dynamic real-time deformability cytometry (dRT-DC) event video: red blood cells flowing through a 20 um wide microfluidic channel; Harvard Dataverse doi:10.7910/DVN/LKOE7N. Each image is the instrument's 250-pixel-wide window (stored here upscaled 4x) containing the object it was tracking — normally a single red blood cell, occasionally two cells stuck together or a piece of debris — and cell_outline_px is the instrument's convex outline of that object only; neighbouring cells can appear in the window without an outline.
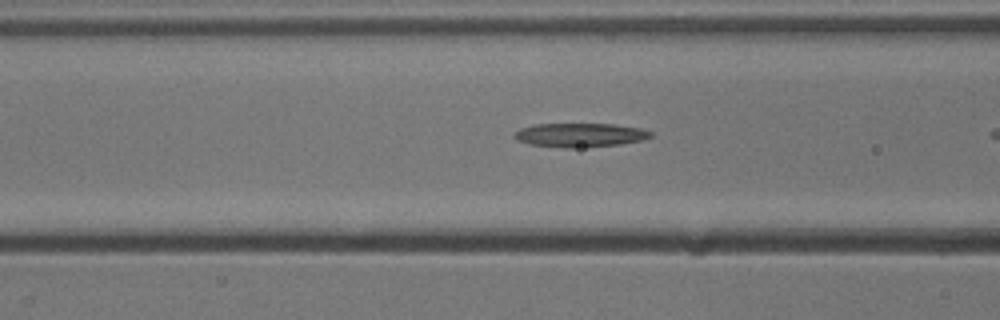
{"species": "common noctule bat (a hibernating species)", "species_latin": "Nyctalus noctula", "temperature_condition": "cold", "stored_images_in_passage": 27, "camera_frame_rate_fps": 3000, "um_per_image_px": 0.085, "animal": {"sex": "male", "body_mass_g": 13.3}, "frame": {"image": 1, "passage_image": 7, "time_ms": 2.0, "image_size_px": [1000, 320], "cell_outline_px": [[652, 136], [644, 140], [620, 144], [572, 148], [564, 148], [528, 144], [516, 140], [512, 136], [512, 132], [520, 128], [536, 124], [612, 124], [640, 128], [652, 132]], "centroid_in_image_um": [49.24, 11.48], "position_along_channel_um": 117.4, "area_um2": 19.13}}
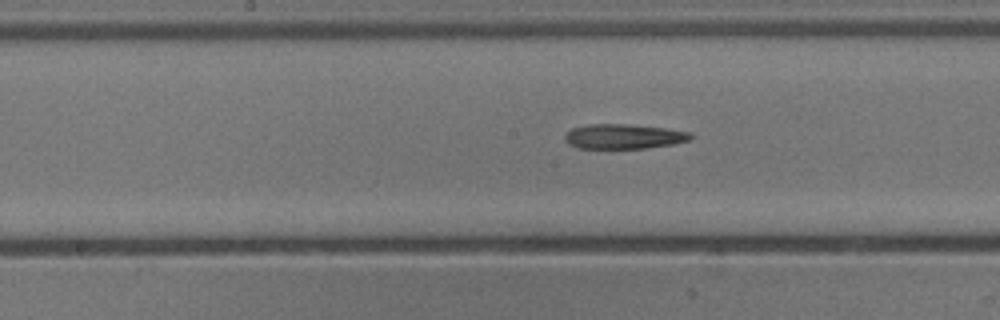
{"frame": {"image": 2, "passage_image": 13, "time_ms": 4.0, "image_size_px": [1000, 320], "cell_outline_px": [[692, 136], [688, 140], [672, 144], [644, 148], [576, 148], [568, 144], [564, 140], [564, 136], [572, 128], [588, 124], [628, 124], [664, 128], [688, 132]], "centroid_in_image_um": [52.94, 11.6], "position_along_channel_um": 195.3, "area_um2": 17.98}}
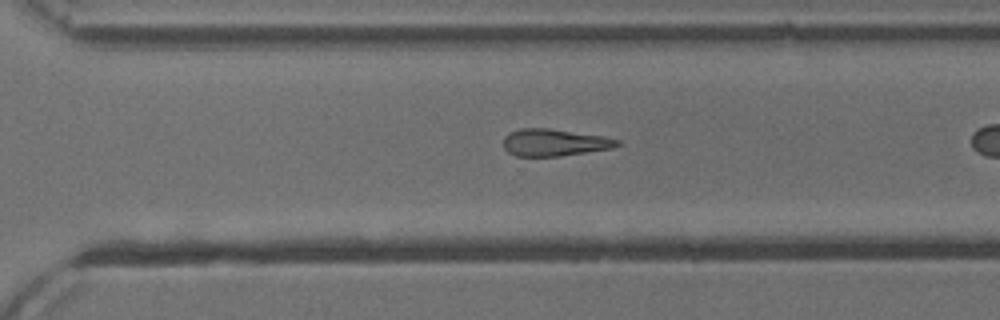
{"frame": {"image": 3, "passage_image": 23, "time_ms": 7.333, "image_size_px": [1000, 320], "cell_outline_px": [[620, 144], [612, 148], [560, 156], [516, 156], [508, 152], [504, 148], [504, 136], [508, 132], [520, 128], [548, 128], [604, 136], [620, 140]], "centroid_in_image_um": [47.1, 12.1], "position_along_channel_um": 323.5, "area_um2": 17.98}}